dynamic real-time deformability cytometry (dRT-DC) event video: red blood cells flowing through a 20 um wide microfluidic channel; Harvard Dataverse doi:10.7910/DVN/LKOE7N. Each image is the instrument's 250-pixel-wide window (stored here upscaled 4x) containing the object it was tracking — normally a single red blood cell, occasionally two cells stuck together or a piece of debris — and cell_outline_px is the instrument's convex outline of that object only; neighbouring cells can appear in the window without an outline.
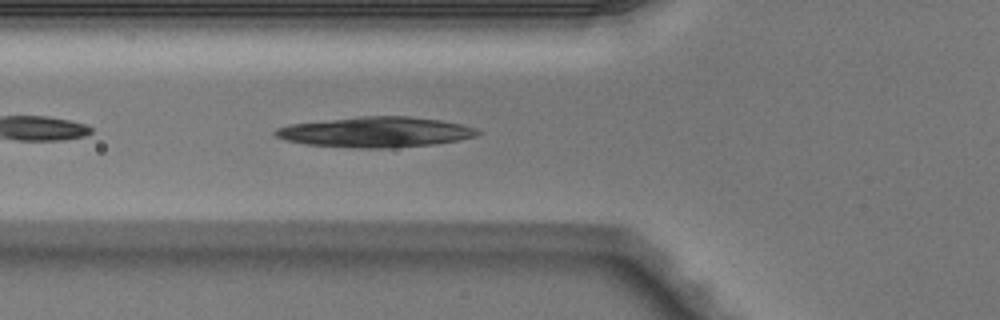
{"species": "Egyptian fruit bat (a non-hibernating species)", "species_latin": "Rousettus aegyptiacus", "temperature_condition": "warm", "stored_images_in_passage": 32, "camera_frame_rate_fps": 3000, "um_per_image_px": 0.085, "animal": {"sex": "male"}, "frame": {"image": 1, "passage_image": 4, "time_ms": 1.0, "image_size_px": [1000, 320], "cell_outline_px": [[480, 132], [476, 136], [436, 144], [392, 148], [352, 148], [308, 144], [284, 140], [276, 136], [272, 132], [276, 128], [288, 124], [360, 116], [408, 116], [440, 120], [460, 124], [476, 128]], "centroid_in_image_um": [31.89, 11.23], "position_along_channel_um": 93.9, "area_um2": 35.84}}
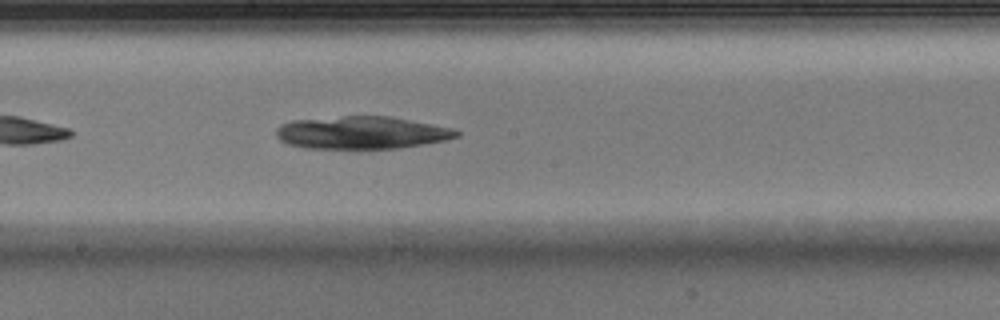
{"frame": {"image": 2, "passage_image": 13, "time_ms": 4.0, "image_size_px": [1000, 320], "cell_outline_px": [[460, 136], [444, 140], [424, 144], [400, 148], [356, 152], [308, 148], [288, 144], [280, 140], [276, 136], [276, 128], [280, 124], [292, 120], [344, 116], [392, 116], [452, 128], [460, 132]], "centroid_in_image_um": [30.71, 11.32], "position_along_channel_um": 217.5, "area_um2": 35.6}}
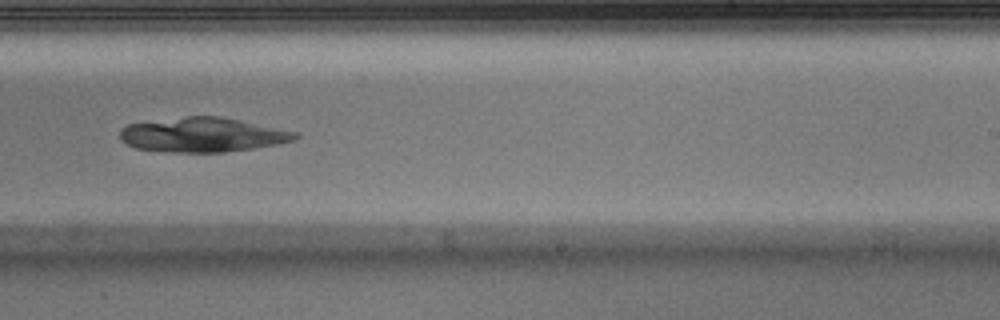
{"frame": {"image": 3, "passage_image": 17, "time_ms": 5.333, "image_size_px": [1000, 320], "cell_outline_px": [[300, 136], [296, 140], [276, 144], [252, 148], [224, 152], [172, 152], [136, 148], [120, 140], [120, 128], [128, 124], [184, 116], [220, 116], [300, 132]], "centroid_in_image_um": [17.25, 11.45], "position_along_channel_um": 271.7, "area_um2": 35.26}}